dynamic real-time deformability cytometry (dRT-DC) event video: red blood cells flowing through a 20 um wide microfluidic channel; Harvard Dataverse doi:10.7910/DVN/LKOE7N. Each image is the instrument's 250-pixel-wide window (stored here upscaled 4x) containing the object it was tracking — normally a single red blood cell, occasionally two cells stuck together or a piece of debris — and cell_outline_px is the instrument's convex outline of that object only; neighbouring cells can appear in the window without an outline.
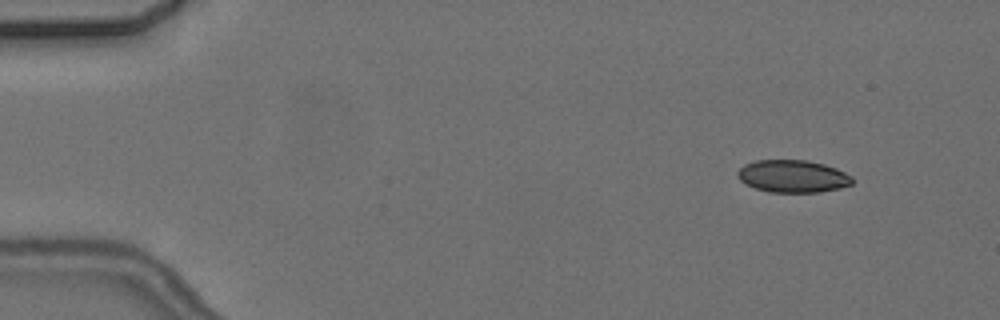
{"species": "common noctule bat (a hibernating species)", "species_latin": "Nyctalus noctula", "temperature_condition": "cold", "stored_images_in_passage": 5, "camera_frame_rate_fps": 3000, "um_per_image_px": 0.085, "animal": {"sex": "female", "body_mass_g": 24.6, "forearm_length_mm": 56.2}, "frame": {"image": 1, "passage_image": 1, "time_ms": 0.0, "image_size_px": [1000, 320], "cell_outline_px": [[852, 184], [840, 188], [820, 192], [768, 192], [744, 184], [736, 176], [736, 172], [744, 164], [756, 160], [808, 160], [824, 164], [836, 168], [852, 176]], "centroid_in_image_um": [67.36, 14.98], "position_along_channel_um": 17.6, "area_um2": 21.85}}
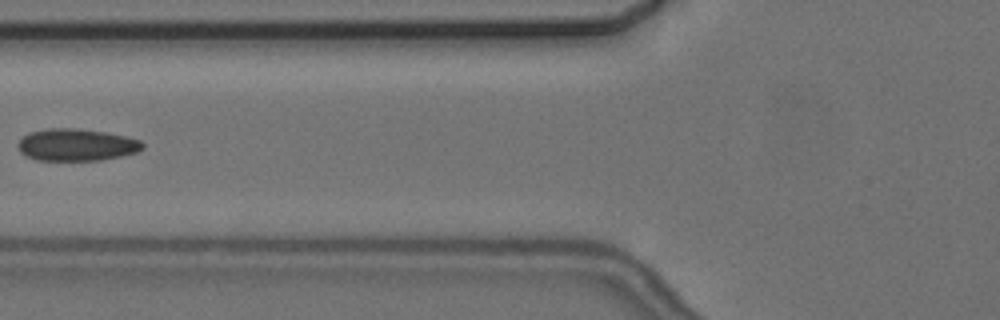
{"frame": {"image": 2, "passage_image": 5, "time_ms": 5.667, "image_size_px": [1000, 320], "cell_outline_px": [[144, 148], [136, 152], [120, 156], [100, 160], [36, 160], [24, 156], [20, 152], [16, 144], [28, 132], [48, 128], [76, 128], [108, 132], [140, 140], [144, 144]], "centroid_in_image_um": [6.46, 12.3], "position_along_channel_um": 119.3, "area_um2": 23.47}}